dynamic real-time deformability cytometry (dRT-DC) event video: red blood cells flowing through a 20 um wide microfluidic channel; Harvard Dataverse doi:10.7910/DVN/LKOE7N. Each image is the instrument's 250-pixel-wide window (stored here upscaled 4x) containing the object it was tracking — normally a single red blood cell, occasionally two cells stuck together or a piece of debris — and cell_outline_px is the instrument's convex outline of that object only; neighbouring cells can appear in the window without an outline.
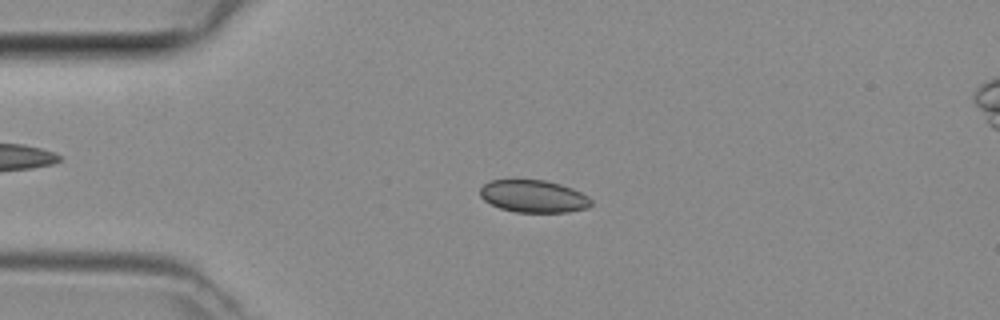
{"species": "common noctule bat (a hibernating species)", "species_latin": "Nyctalus noctula", "temperature_condition": "room temperature", "stored_images_in_passage": 4, "camera_frame_rate_fps": 3000, "um_per_image_px": 0.085, "animal": {"sex": "female", "body_mass_g": 29.2, "forearm_length_mm": 56.3}, "frame": {"image": 1, "passage_image": 3, "time_ms": 0.667, "image_size_px": [1000, 320], "cell_outline_px": [[592, 204], [588, 208], [568, 212], [516, 212], [500, 208], [484, 200], [480, 196], [480, 188], [488, 180], [544, 180], [560, 184], [572, 188], [588, 196], [592, 200]], "centroid_in_image_um": [45.36, 16.68], "position_along_channel_um": 39.6, "area_um2": 20.98}}